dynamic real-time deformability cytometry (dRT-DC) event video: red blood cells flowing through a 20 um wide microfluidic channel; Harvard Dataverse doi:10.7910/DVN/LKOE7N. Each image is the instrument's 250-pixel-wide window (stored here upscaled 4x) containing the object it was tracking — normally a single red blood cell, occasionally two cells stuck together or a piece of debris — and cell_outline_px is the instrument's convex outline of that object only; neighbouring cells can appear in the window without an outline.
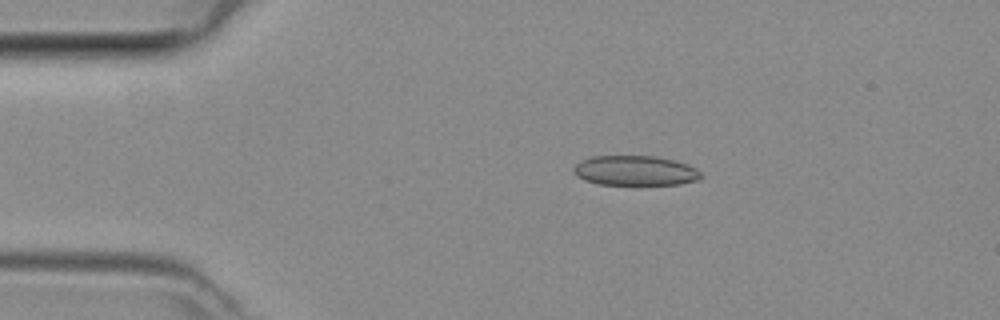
{"species": "common noctule bat (a hibernating species)", "species_latin": "Nyctalus noctula", "temperature_condition": "room temperature", "stored_images_in_passage": 4, "camera_frame_rate_fps": 3000, "um_per_image_px": 0.085, "animal": {"sex": "female", "body_mass_g": 29.2, "forearm_length_mm": 56.3}, "frame": {"image": 1, "passage_image": 2, "time_ms": 0.333, "image_size_px": [1000, 320], "cell_outline_px": [[704, 176], [696, 180], [680, 184], [600, 184], [584, 180], [576, 176], [572, 168], [580, 160], [592, 156], [656, 156], [688, 164], [696, 168]], "centroid_in_image_um": [53.97, 14.49], "position_along_channel_um": 31.0, "area_um2": 22.14}}
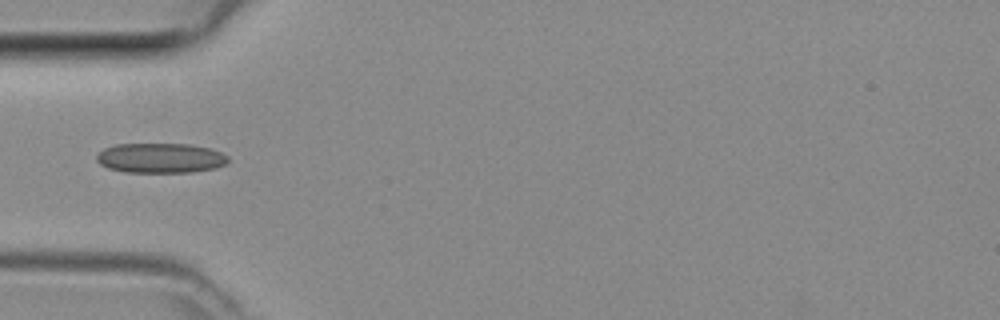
{"frame": {"image": 2, "passage_image": 3, "time_ms": 0.667, "image_size_px": [1000, 320], "cell_outline_px": [[228, 164], [216, 168], [192, 172], [124, 172], [108, 168], [100, 164], [96, 160], [96, 156], [104, 148], [116, 144], [188, 144], [212, 148], [228, 156]], "centroid_in_image_um": [13.66, 13.43], "position_along_channel_um": 71.3, "area_um2": 23.06}}
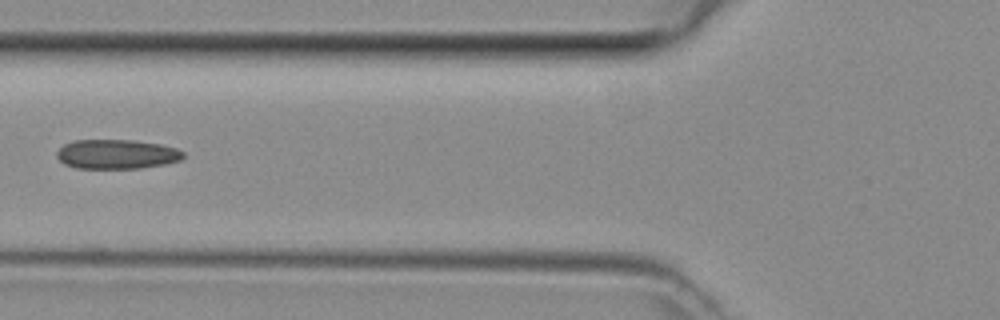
{"frame": {"image": 3, "passage_image": 4, "time_ms": 1.0, "image_size_px": [1000, 320], "cell_outline_px": [[184, 156], [180, 160], [164, 164], [140, 168], [76, 168], [64, 164], [56, 156], [56, 152], [64, 144], [72, 140], [132, 140], [160, 144], [176, 148], [184, 152]], "centroid_in_image_um": [9.9, 13.1], "position_along_channel_um": 115.9, "area_um2": 21.68}}